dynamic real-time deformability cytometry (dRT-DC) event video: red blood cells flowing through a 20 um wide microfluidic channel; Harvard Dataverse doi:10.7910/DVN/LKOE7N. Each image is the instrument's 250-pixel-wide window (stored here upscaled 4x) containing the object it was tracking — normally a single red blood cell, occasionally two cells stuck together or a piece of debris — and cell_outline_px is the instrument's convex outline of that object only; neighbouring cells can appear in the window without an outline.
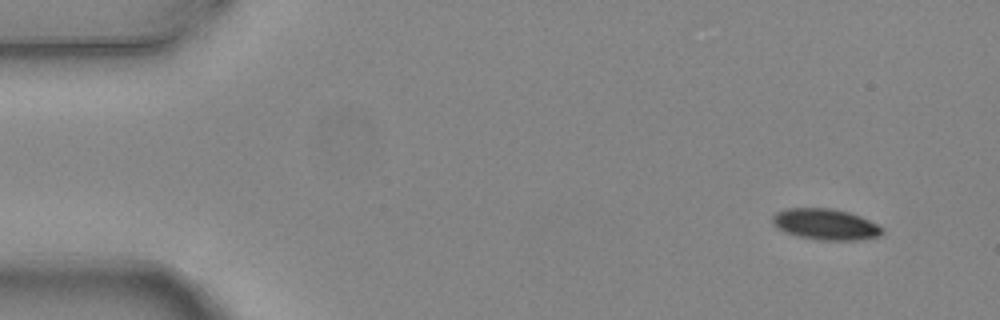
{"species": "common noctule bat (a hibernating species)", "species_latin": "Nyctalus noctula", "temperature_condition": "warm", "stored_images_in_passage": 5, "camera_frame_rate_fps": 3000, "um_per_image_px": 0.085, "animal": {"sex": "female", "body_mass_g": 24.6, "forearm_length_mm": 56.2}, "frame": {"image": 1, "passage_image": 1, "time_ms": 0.0, "image_size_px": [1000, 320], "cell_outline_px": [[884, 232], [880, 236], [856, 240], [820, 240], [800, 236], [784, 232], [776, 228], [772, 220], [772, 216], [776, 212], [788, 208], [832, 208], [848, 212], [860, 216], [884, 228]], "centroid_in_image_um": [70.16, 19.06], "position_along_channel_um": 14.8, "area_um2": 19.83}}
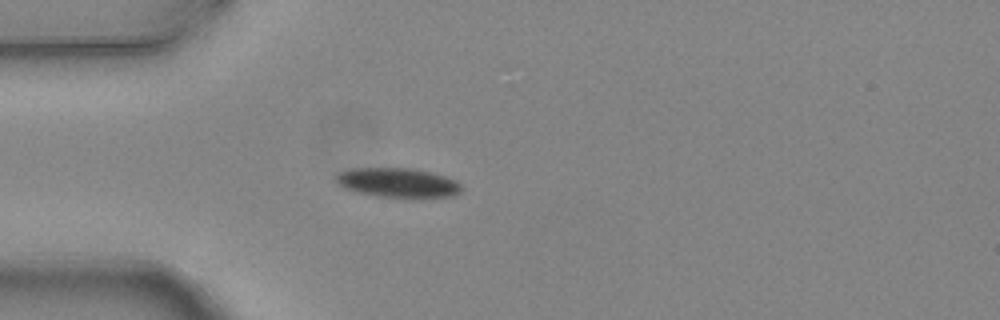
{"frame": {"image": 2, "passage_image": 4, "time_ms": 1.0, "image_size_px": [1000, 320], "cell_outline_px": [[460, 192], [452, 196], [376, 196], [356, 192], [344, 188], [336, 180], [336, 172], [352, 168], [412, 168], [432, 172], [456, 180], [460, 184]], "centroid_in_image_um": [33.76, 15.5], "position_along_channel_um": 51.2, "area_um2": 21.15}}